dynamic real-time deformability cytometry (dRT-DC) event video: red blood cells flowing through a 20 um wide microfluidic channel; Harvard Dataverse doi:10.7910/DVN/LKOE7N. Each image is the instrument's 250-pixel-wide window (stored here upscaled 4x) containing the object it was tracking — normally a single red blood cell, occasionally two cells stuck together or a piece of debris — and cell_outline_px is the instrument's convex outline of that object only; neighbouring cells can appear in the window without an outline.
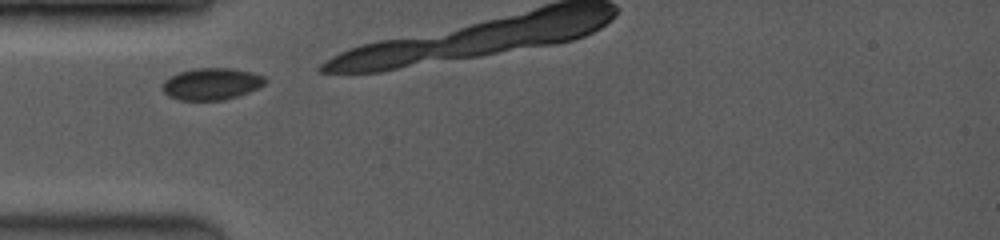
{"species": "common noctule bat (a hibernating species)", "species_latin": "Nyctalus noctula", "temperature_condition": "room temperature", "stored_images_in_passage": 25, "camera_frame_rate_fps": 3500, "um_per_image_px": 0.085, "animal": {"sex": "female", "body_mass_g": 19.0, "forearm_length_mm": 53.3}, "frame": {"image": 1, "passage_image": 1, "time_ms": 0.0, "image_size_px": [1000, 240], "cell_outline_px": [[268, 80], [264, 84], [248, 92], [224, 100], [180, 100], [168, 96], [164, 92], [164, 80], [176, 72], [196, 68], [232, 68], [252, 72], [264, 76]], "centroid_in_image_um": [17.98, 7.12], "position_along_channel_um": 67.0, "area_um2": 19.02}}